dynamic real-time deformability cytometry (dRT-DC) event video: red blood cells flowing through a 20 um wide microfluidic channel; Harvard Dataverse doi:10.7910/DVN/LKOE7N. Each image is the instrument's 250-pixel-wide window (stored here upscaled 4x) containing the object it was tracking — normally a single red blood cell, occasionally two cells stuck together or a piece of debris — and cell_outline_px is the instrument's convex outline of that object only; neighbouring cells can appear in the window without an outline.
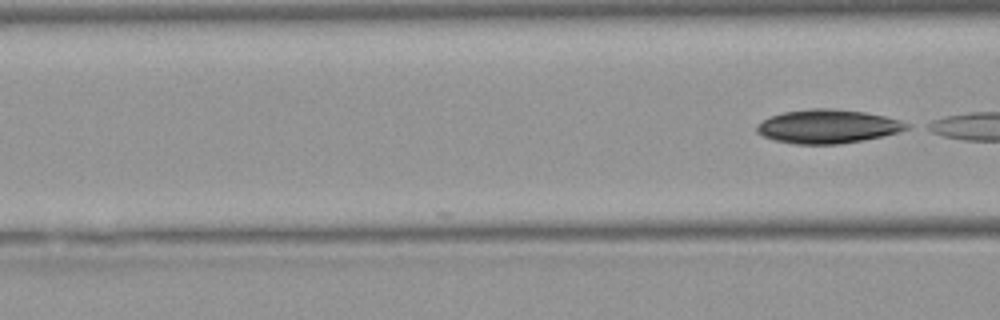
{"species": "Egyptian fruit bat (a non-hibernating species)", "species_latin": "Rousettus aegyptiacus", "temperature_condition": "warm", "stored_images_in_passage": 8, "camera_frame_rate_fps": 3000, "um_per_image_px": 0.085, "animal": {"sex": "female"}, "frame": {"image": 1, "passage_image": 8, "time_ms": 2.333, "image_size_px": [1000, 320], "cell_outline_px": [[912, 128], [900, 132], [884, 136], [864, 140], [840, 144], [792, 144], [772, 140], [760, 136], [756, 132], [756, 124], [772, 116], [784, 112], [808, 108], [832, 108], [864, 112], [884, 116], [900, 120], [912, 124]], "centroid_in_image_um": [70.37, 10.75], "position_along_channel_um": 96.2, "area_um2": 29.94}}